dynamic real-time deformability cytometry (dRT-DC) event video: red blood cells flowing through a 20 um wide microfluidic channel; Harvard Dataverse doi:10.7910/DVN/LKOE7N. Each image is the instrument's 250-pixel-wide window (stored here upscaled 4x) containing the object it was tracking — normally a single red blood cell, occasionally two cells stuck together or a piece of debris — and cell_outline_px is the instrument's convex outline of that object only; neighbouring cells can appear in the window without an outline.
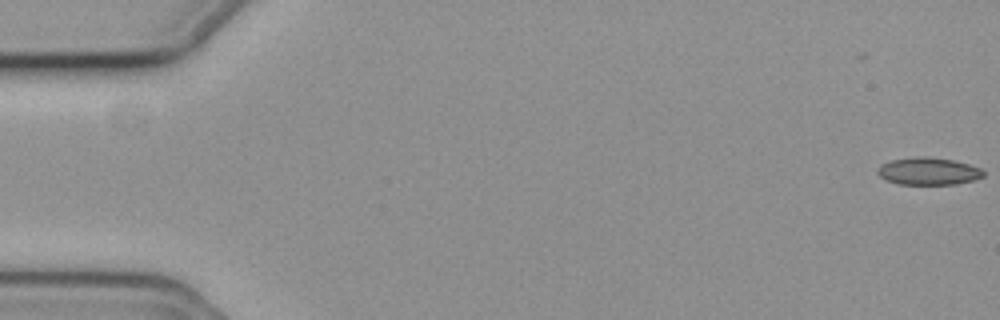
{"species": "common noctule bat (a hibernating species)", "species_latin": "Nyctalus noctula", "temperature_condition": "cold", "stored_images_in_passage": 57, "camera_frame_rate_fps": 3000, "um_per_image_px": 0.085, "animal": {"sex": "female", "body_mass_g": 19.3, "forearm_length_mm": 54.1}, "frame": {"image": 1, "passage_image": 1, "time_ms": 0.0, "image_size_px": [1000, 320], "cell_outline_px": [[984, 176], [972, 180], [956, 184], [900, 184], [888, 180], [880, 176], [876, 172], [880, 164], [892, 160], [920, 156], [924, 156], [952, 160], [968, 164], [980, 168], [984, 172]], "centroid_in_image_um": [78.9, 14.55], "position_along_channel_um": 6.1, "area_um2": 16.65}}
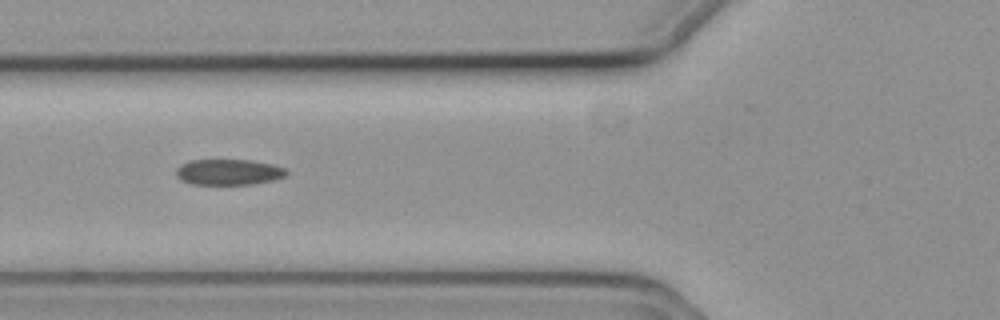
{"frame": {"image": 2, "passage_image": 22, "time_ms": 7.0, "image_size_px": [1000, 320], "cell_outline_px": [[288, 172], [284, 176], [276, 180], [252, 184], [192, 184], [180, 180], [176, 176], [176, 168], [180, 164], [192, 160], [252, 160], [272, 164], [284, 168]], "centroid_in_image_um": [19.42, 14.62], "position_along_channel_um": 106.4, "area_um2": 16.65}}
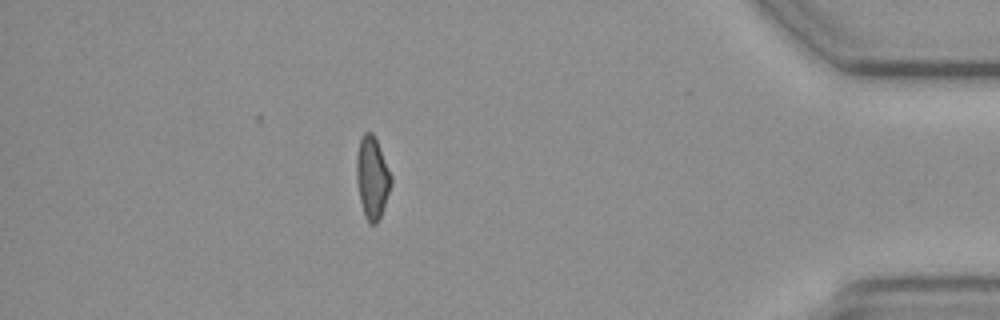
{"frame": {"image": 3, "passage_image": 50, "time_ms": 16.333, "image_size_px": [1000, 320], "cell_outline_px": [[392, 180], [380, 216], [376, 224], [368, 224], [364, 216], [360, 200], [356, 180], [356, 156], [360, 140], [364, 132], [372, 132], [376, 140], [392, 176]], "centroid_in_image_um": [31.61, 15.11], "position_along_channel_um": 403.6, "area_um2": 16.3}, "authors_computed_cell_mechanics": {"area_um2": 17.051, "velocity_mm_per_s": 3.7016, "shape_relaxation_time_tau1_ms": 7.1016, "shape_relaxation_time_tau2_ms": 2.7948, "deformation_change_tau1": 0.1413, "deformation_change_tau2": 0.0983}}